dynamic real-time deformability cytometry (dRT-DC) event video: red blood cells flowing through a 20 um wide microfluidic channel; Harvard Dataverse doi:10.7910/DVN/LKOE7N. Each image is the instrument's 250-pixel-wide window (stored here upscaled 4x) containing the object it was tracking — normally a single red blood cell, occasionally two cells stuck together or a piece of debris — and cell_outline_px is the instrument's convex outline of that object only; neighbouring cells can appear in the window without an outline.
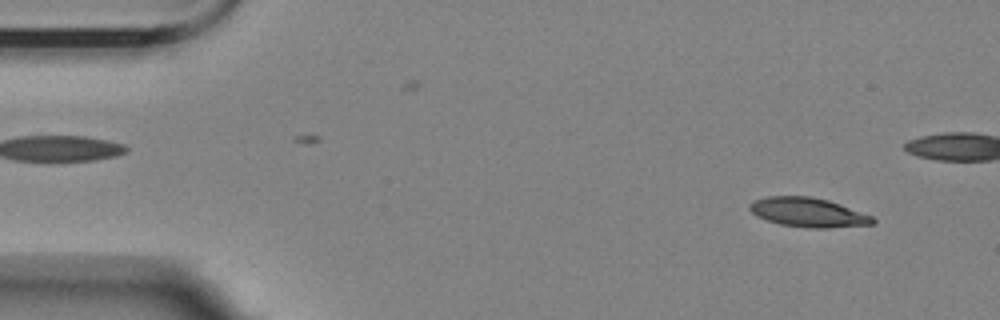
{"species": "Egyptian fruit bat (a non-hibernating species)", "species_latin": "Rousettus aegyptiacus", "temperature_condition": "room temperature", "stored_images_in_passage": 47, "camera_frame_rate_fps": 3000, "um_per_image_px": 0.085, "animal": {"sex": "female"}, "frame": {"image": 1, "passage_image": 2, "time_ms": 0.333, "image_size_px": [1000, 320], "cell_outline_px": [[876, 220], [872, 224], [828, 228], [812, 228], [780, 224], [756, 216], [748, 208], [748, 204], [752, 200], [768, 196], [812, 196], [828, 200], [840, 204], [872, 216]], "centroid_in_image_um": [68.65, 18.04], "position_along_channel_um": 16.3, "area_um2": 20.98}}
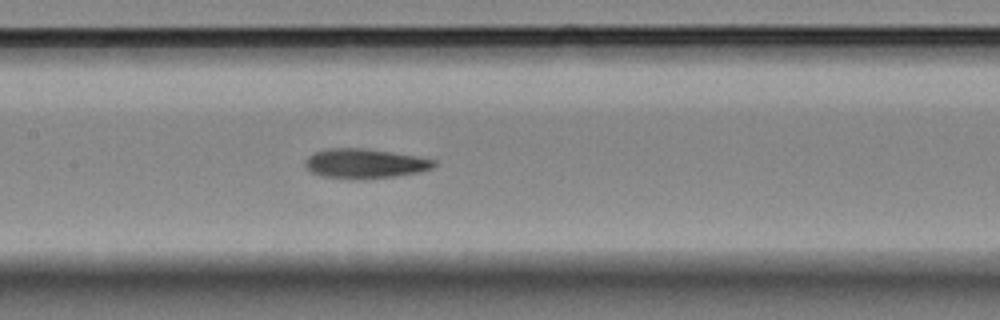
{"frame": {"image": 2, "passage_image": 24, "time_ms": 7.667, "image_size_px": [1000, 320], "cell_outline_px": [[436, 164], [432, 168], [416, 172], [396, 176], [364, 180], [320, 176], [304, 168], [304, 160], [308, 156], [316, 152], [332, 148], [360, 148], [416, 156], [436, 160]], "centroid_in_image_um": [30.96, 13.92], "position_along_channel_um": 176.4, "area_um2": 22.14}}
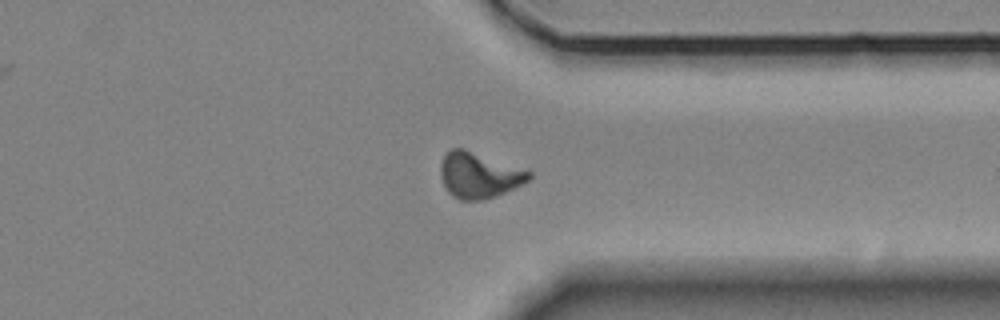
{"frame": {"image": 3, "passage_image": 41, "time_ms": 13.333, "image_size_px": [1000, 320], "cell_outline_px": [[532, 176], [528, 180], [504, 192], [484, 200], [460, 200], [452, 196], [448, 192], [440, 176], [440, 164], [444, 156], [452, 148], [464, 148], [532, 172]], "centroid_in_image_um": [40.67, 14.89], "position_along_channel_um": 370.7, "area_um2": 23.24}, "authors_computed_cell_mechanics": {"area_um2": 22.1952, "velocity_mm_per_s": 3.4585, "shape_relaxation_time_tau1_ms": 4.8579, "shape_relaxation_time_tau2_ms": 3.8367, "deformation_change_tau1": 0.1874, "deformation_change_tau2": 0.1062}}